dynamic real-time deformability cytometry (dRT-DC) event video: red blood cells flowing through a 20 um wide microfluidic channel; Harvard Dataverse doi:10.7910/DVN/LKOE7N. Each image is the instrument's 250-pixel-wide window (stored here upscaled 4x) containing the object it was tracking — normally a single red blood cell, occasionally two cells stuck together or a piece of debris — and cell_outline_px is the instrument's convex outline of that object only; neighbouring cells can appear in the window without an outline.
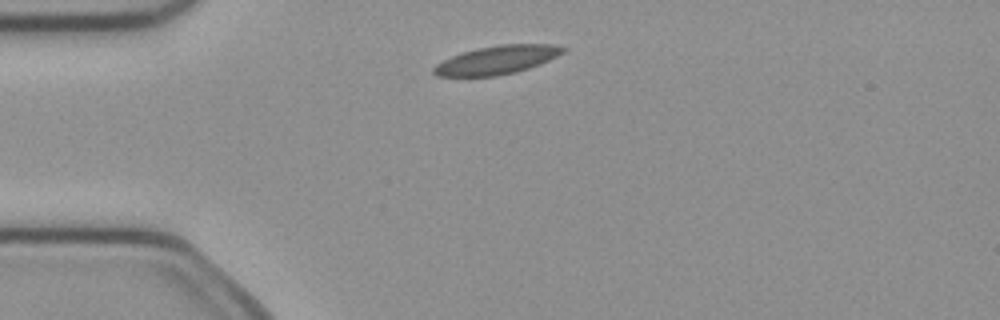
{"species": "common noctule bat (a hibernating species)", "species_latin": "Nyctalus noctula", "temperature_condition": "cold", "stored_images_in_passage": 3, "camera_frame_rate_fps": 3000, "um_per_image_px": 0.085, "animal": {"sex": "female", "body_mass_g": 21.9}, "frame": {"image": 1, "passage_image": 1, "time_ms": 0.0, "image_size_px": [1000, 320], "cell_outline_px": [[568, 48], [564, 52], [548, 60], [528, 68], [516, 72], [496, 76], [436, 76], [432, 72], [432, 68], [436, 64], [452, 56], [476, 48], [500, 44], [552, 44]], "centroid_in_image_um": [42.23, 5.09], "position_along_channel_um": 42.8, "area_um2": 21.33}}